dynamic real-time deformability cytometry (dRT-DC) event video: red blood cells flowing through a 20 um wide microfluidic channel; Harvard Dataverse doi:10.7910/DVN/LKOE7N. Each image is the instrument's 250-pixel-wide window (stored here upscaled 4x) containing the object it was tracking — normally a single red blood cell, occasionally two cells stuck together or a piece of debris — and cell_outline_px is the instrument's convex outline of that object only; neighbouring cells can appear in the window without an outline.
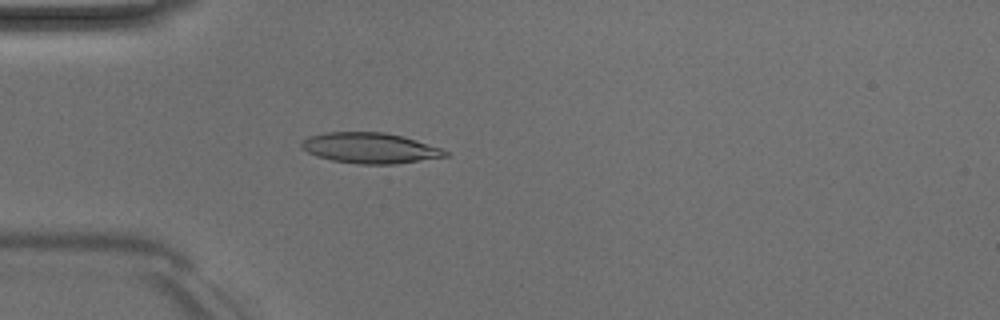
{"species": "Egyptian fruit bat (a non-hibernating species)", "species_latin": "Rousettus aegyptiacus", "temperature_condition": "room temperature", "stored_images_in_passage": 39, "camera_frame_rate_fps": 3000, "um_per_image_px": 0.085, "animal": {"sex": "male"}, "frame": {"image": 1, "passage_image": 3, "time_ms": 0.667, "image_size_px": [1000, 320], "cell_outline_px": [[448, 156], [392, 164], [360, 164], [332, 160], [316, 156], [300, 148], [300, 140], [308, 136], [328, 132], [384, 132], [416, 140], [440, 148], [448, 152]], "centroid_in_image_um": [31.38, 12.58], "position_along_channel_um": 53.6, "area_um2": 25.43}}
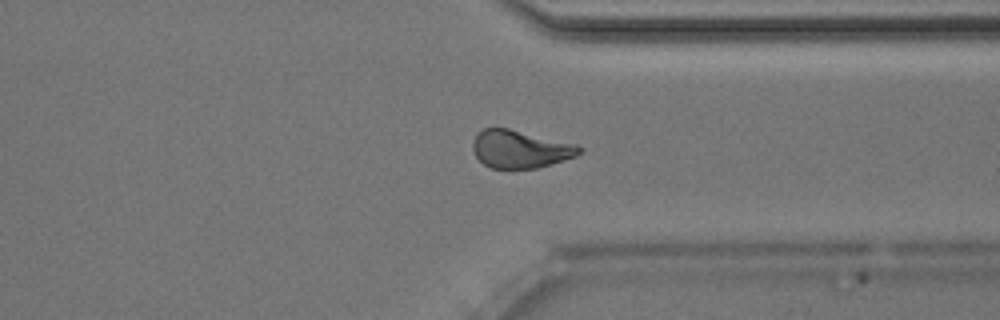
{"frame": {"image": 2, "passage_image": 27, "time_ms": 8.667, "image_size_px": [1000, 320], "cell_outline_px": [[584, 148], [576, 156], [564, 160], [536, 168], [488, 168], [476, 156], [472, 148], [472, 144], [476, 136], [484, 128], [508, 128], [576, 144]], "centroid_in_image_um": [44.22, 12.68], "position_along_channel_um": 367.2, "area_um2": 23.24}}
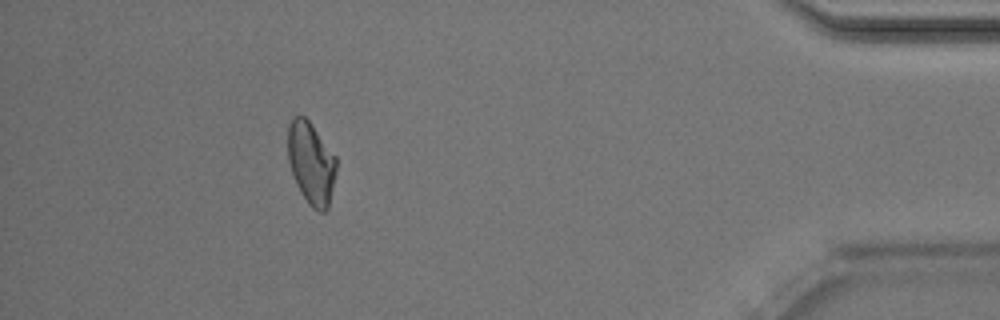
{"frame": {"image": 3, "passage_image": 34, "time_ms": 11.0, "image_size_px": [1000, 320], "cell_outline_px": [[336, 172], [328, 208], [324, 212], [320, 212], [312, 208], [308, 204], [300, 192], [296, 184], [288, 160], [288, 124], [296, 116], [304, 116], [308, 120], [336, 156]], "centroid_in_image_um": [26.45, 13.89], "position_along_channel_um": 408.8, "area_um2": 23.12}, "authors_computed_cell_mechanics": {"area_um2": 23.8136, "velocity_mm_per_s": 4.033, "shape_relaxation_time_tau1_ms": 4.3016, "shape_relaxation_time_tau2_ms": 2.3705, "deformation_change_tau1": 0.1266, "deformation_change_tau2": 0.084}}